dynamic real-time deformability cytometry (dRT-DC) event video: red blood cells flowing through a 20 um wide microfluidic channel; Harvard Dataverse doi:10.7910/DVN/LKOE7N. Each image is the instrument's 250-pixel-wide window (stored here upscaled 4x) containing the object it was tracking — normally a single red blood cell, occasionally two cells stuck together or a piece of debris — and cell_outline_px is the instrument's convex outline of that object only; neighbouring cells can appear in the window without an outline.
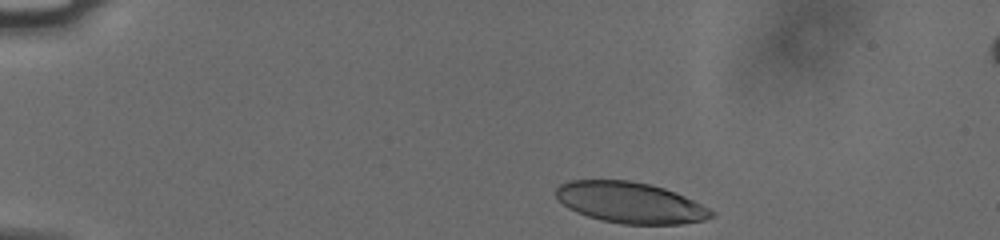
{"species": "human", "species_latin": "Homo sapiens", "temperature_condition": "cold", "stored_images_in_passage": 10, "camera_frame_rate_fps": 3000, "um_per_image_px": 0.085, "donor": {"sex": "male"}, "frame": {"image": 1, "passage_image": 1, "time_ms": 0.0, "image_size_px": [1000, 240], "cell_outline_px": [[716, 216], [704, 220], [680, 224], [624, 224], [600, 220], [576, 212], [568, 208], [556, 196], [556, 188], [560, 184], [568, 180], [632, 180], [664, 188], [676, 192], [716, 212]], "centroid_in_image_um": [53.58, 17.22], "position_along_channel_um": 31.4, "area_um2": 37.11}}
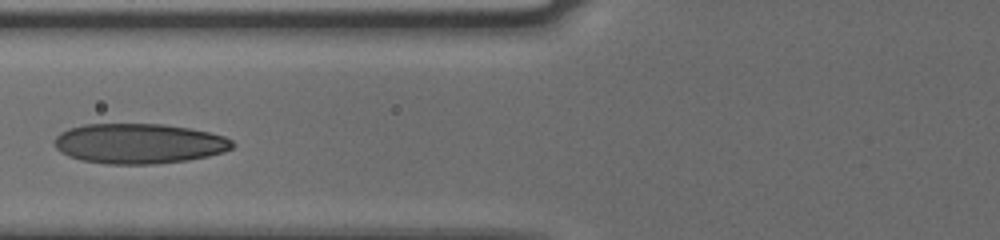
{"frame": {"image": 2, "passage_image": 9, "time_ms": 2.667, "image_size_px": [1000, 240], "cell_outline_px": [[236, 144], [232, 148], [224, 152], [208, 156], [188, 160], [152, 164], [108, 164], [80, 160], [68, 156], [60, 152], [56, 148], [56, 136], [60, 132], [68, 128], [84, 124], [164, 124], [188, 128], [208, 132], [224, 136], [232, 140]], "centroid_in_image_um": [11.81, 12.2], "position_along_channel_um": 114.0, "area_um2": 41.67}}